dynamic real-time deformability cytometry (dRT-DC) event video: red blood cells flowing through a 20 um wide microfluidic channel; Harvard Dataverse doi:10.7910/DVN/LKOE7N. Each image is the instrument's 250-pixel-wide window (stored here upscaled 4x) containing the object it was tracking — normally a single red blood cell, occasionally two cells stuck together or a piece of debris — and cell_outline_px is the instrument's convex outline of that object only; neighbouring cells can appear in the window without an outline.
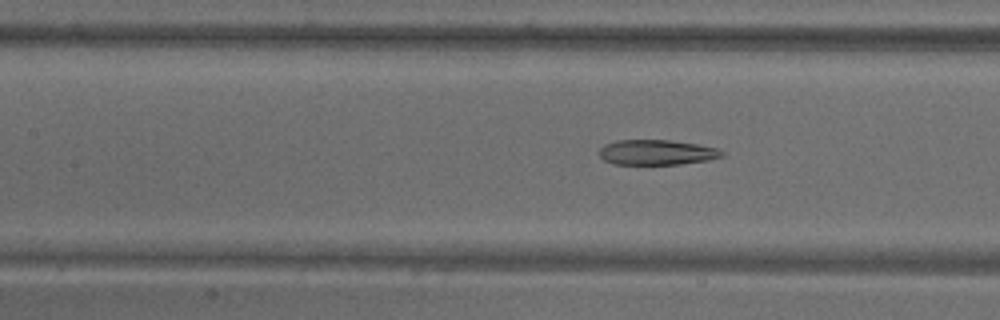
{"species": "common noctule bat (a hibernating species)", "species_latin": "Nyctalus noctula", "temperature_condition": "warm", "stored_images_in_passage": 71, "camera_frame_rate_fps": 3000, "um_per_image_px": 0.085, "animal": {"sex": "male", "body_mass_g": 18.8}, "frame": {"image": 1, "passage_image": 33, "time_ms": 10.667, "image_size_px": [1000, 320], "cell_outline_px": [[724, 156], [708, 160], [680, 164], [612, 164], [604, 160], [600, 156], [600, 148], [604, 144], [616, 140], [668, 140], [700, 144], [716, 148], [724, 152]], "centroid_in_image_um": [55.82, 12.94], "position_along_channel_um": 151.6, "area_um2": 18.03}}
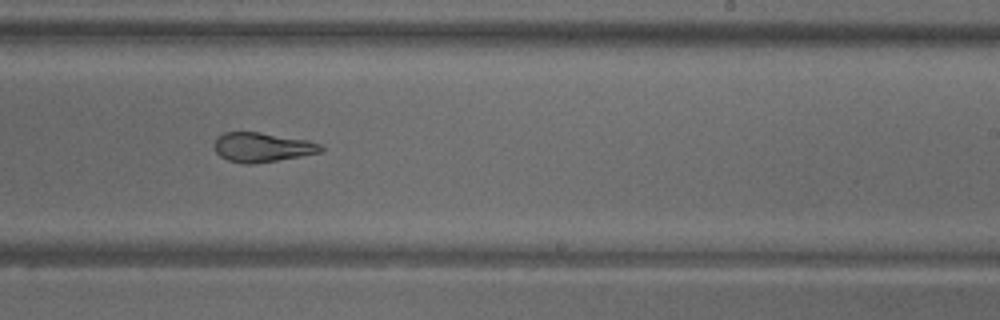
{"frame": {"image": 2, "passage_image": 45, "time_ms": 14.667, "image_size_px": [1000, 320], "cell_outline_px": [[324, 148], [320, 152], [300, 156], [252, 164], [244, 164], [228, 160], [220, 156], [216, 152], [212, 144], [216, 136], [224, 132], [260, 132], [308, 140], [320, 144]], "centroid_in_image_um": [22.22, 12.5], "position_along_channel_um": 266.8, "area_um2": 18.32}}
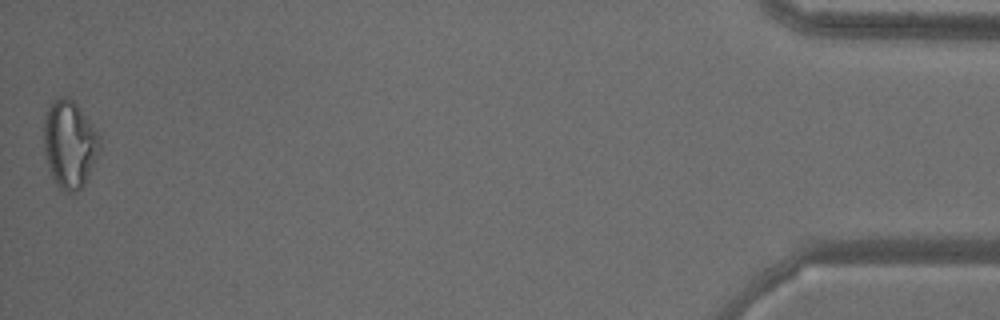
{"frame": {"image": 3, "passage_image": 71, "time_ms": 23.333, "image_size_px": [1000, 320], "cell_outline_px": [[100, 148], [84, 184], [76, 192], [64, 192], [56, 184], [52, 176], [44, 152], [44, 120], [48, 108], [52, 100], [60, 96], [68, 96], [76, 104], [100, 136]], "centroid_in_image_um": [5.89, 12.24], "position_along_channel_um": 429.3, "area_um2": 28.15}}